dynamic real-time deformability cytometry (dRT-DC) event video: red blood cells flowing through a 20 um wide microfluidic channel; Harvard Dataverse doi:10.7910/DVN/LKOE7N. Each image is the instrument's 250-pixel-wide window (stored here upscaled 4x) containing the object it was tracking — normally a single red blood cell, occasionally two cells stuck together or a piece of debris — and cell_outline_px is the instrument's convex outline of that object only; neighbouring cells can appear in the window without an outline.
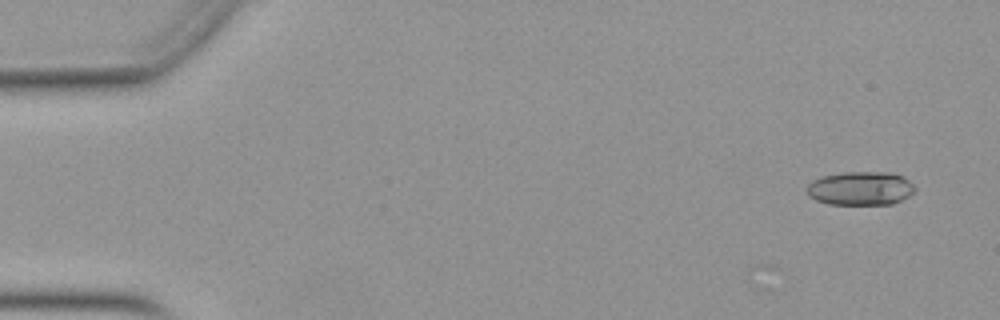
{"species": "Egyptian fruit bat (a non-hibernating species)", "species_latin": "Rousettus aegyptiacus", "temperature_condition": "warm", "stored_images_in_passage": 2, "camera_frame_rate_fps": 3000, "um_per_image_px": 0.085, "animal": {"sex": "female"}, "frame": {"image": 1, "passage_image": 2, "time_ms": 0.333, "image_size_px": [1000, 320], "cell_outline_px": [[916, 188], [908, 196], [892, 204], [828, 204], [816, 200], [808, 196], [808, 184], [812, 180], [824, 176], [844, 172], [892, 172], [908, 180]], "centroid_in_image_um": [73.13, 16.01], "position_along_channel_um": 11.9, "area_um2": 21.04}}